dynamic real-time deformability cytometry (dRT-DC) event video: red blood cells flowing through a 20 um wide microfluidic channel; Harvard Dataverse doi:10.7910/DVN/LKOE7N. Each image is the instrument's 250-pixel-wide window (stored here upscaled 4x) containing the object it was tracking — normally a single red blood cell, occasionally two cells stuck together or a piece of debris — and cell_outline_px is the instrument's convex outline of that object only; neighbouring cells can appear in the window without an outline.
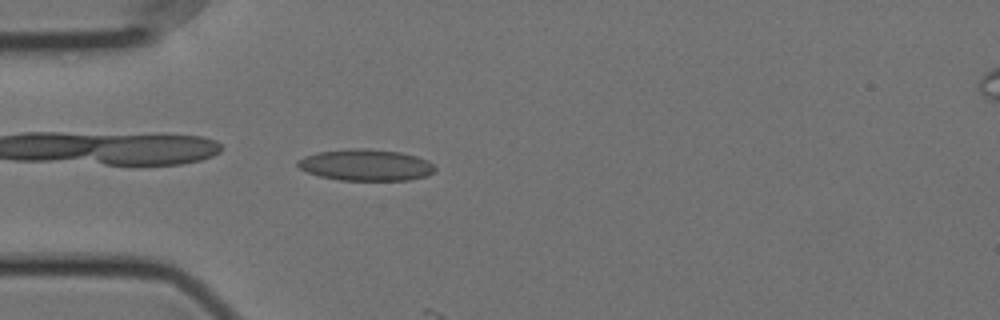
{"species": "Egyptian fruit bat (a non-hibernating species)", "species_latin": "Rousettus aegyptiacus", "temperature_condition": "cold", "stored_images_in_passage": 15, "camera_frame_rate_fps": 3000, "um_per_image_px": 0.085, "animal": {"sex": "female"}, "frame": {"image": 1, "passage_image": 14, "time_ms": 4.333, "image_size_px": [1000, 320], "cell_outline_px": [[436, 168], [428, 176], [408, 180], [340, 180], [320, 176], [308, 172], [300, 168], [296, 164], [296, 160], [304, 156], [316, 152], [352, 148], [368, 148], [400, 152], [416, 156], [428, 160]], "centroid_in_image_um": [31.08, 14.02], "position_along_channel_um": 53.9, "area_um2": 25.26}}